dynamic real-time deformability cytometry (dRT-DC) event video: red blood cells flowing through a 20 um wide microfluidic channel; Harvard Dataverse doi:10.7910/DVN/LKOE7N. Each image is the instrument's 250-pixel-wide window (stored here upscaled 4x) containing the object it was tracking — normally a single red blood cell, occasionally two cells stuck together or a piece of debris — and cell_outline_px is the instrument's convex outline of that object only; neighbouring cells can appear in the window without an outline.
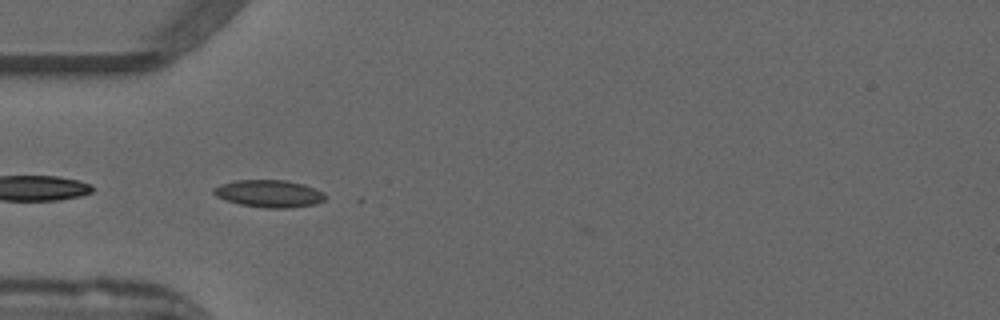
{"species": "common noctule bat (a hibernating species)", "species_latin": "Nyctalus noctula", "temperature_condition": "warm", "stored_images_in_passage": 43, "camera_frame_rate_fps": 3000, "um_per_image_px": 0.085, "animal": {"sex": "male", "forearm_length_mm": 52.5}, "frame": {"image": 1, "passage_image": 7, "time_ms": 2.0, "image_size_px": [1000, 320], "cell_outline_px": [[328, 196], [324, 200], [316, 204], [292, 208], [264, 208], [240, 204], [216, 196], [212, 192], [212, 188], [220, 184], [236, 180], [284, 180], [304, 184], [324, 192]], "centroid_in_image_um": [22.9, 16.46], "position_along_channel_um": 62.1, "area_um2": 17.92}}
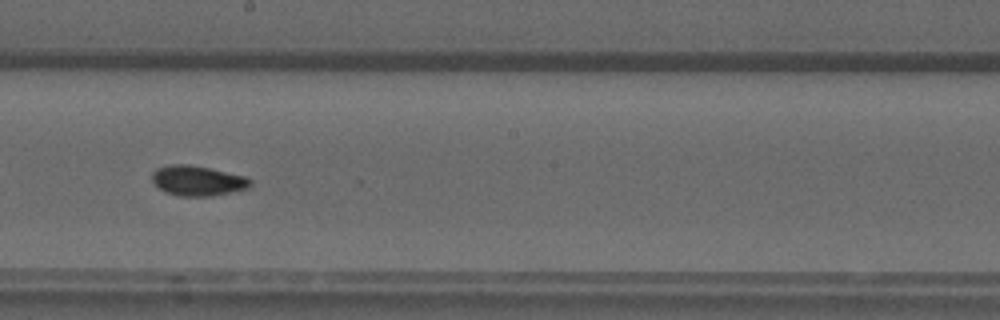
{"frame": {"image": 2, "passage_image": 20, "time_ms": 6.333, "image_size_px": [1000, 320], "cell_outline_px": [[252, 184], [248, 188], [232, 192], [212, 196], [180, 196], [164, 192], [152, 180], [152, 172], [156, 168], [172, 164], [188, 164], [208, 168], [244, 176], [252, 180]], "centroid_in_image_um": [16.79, 15.36], "position_along_channel_um": 231.4, "area_um2": 17.17}}
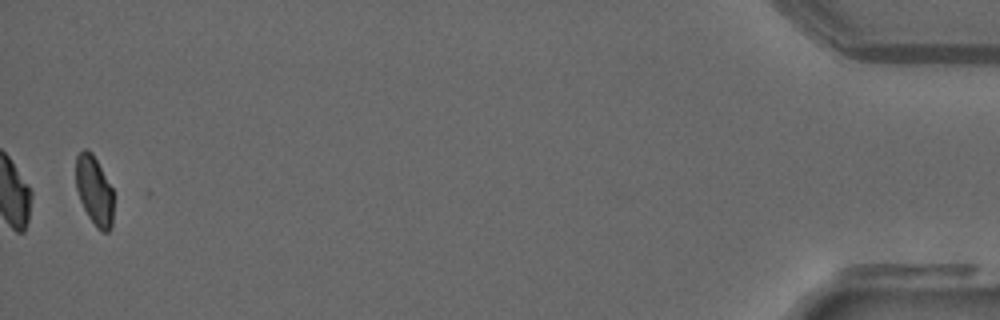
{"frame": {"image": 3, "passage_image": 42, "time_ms": 13.667, "image_size_px": [1000, 320], "cell_outline_px": [[112, 228], [108, 232], [104, 232], [96, 228], [88, 216], [80, 200], [76, 188], [76, 156], [84, 148], [88, 148], [92, 152], [112, 188]], "centroid_in_image_um": [8.0, 16.19], "position_along_channel_um": 427.2, "area_um2": 15.14}, "authors_computed_cell_mechanics": {"area_um2": 16.473, "velocity_mm_per_s": 3.9475, "shape_relaxation_time_tau1_ms": 10.9137, "shape_relaxation_time_tau2_ms": 2.0932, "deformation_change_tau1": 0.2156, "deformation_change_tau2": 0.0572}}